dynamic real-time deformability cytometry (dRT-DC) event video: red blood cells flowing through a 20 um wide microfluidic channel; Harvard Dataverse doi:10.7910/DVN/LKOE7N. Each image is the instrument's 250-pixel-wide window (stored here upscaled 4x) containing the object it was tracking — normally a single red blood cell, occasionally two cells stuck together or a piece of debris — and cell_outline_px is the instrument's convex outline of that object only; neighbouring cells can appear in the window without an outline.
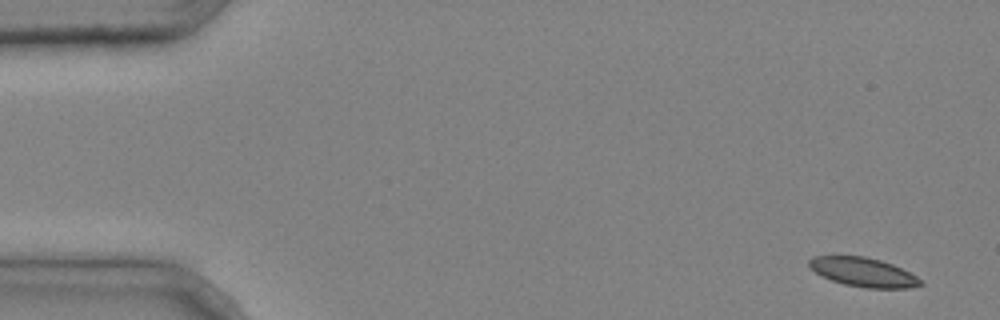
{"species": "common noctule bat (a hibernating species)", "species_latin": "Nyctalus noctula", "temperature_condition": "cold", "stored_images_in_passage": 4, "camera_frame_rate_fps": 3000, "um_per_image_px": 0.085, "animal": {"sex": "male", "body_mass_g": 20.4}, "frame": {"image": 1, "passage_image": 1, "time_ms": 0.0, "image_size_px": [1000, 320], "cell_outline_px": [[924, 284], [908, 288], [868, 288], [844, 284], [832, 280], [816, 272], [808, 264], [808, 260], [812, 256], [864, 256], [880, 260], [892, 264], [916, 276]], "centroid_in_image_um": [73.38, 23.13], "position_along_channel_um": 11.6, "area_um2": 18.55}}
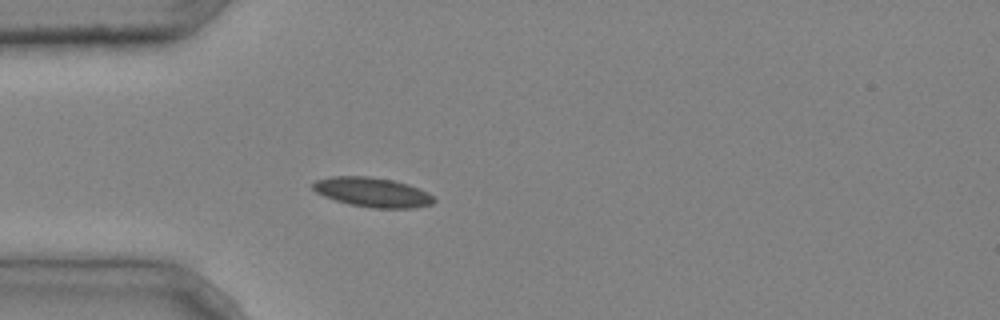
{"frame": {"image": 2, "passage_image": 4, "time_ms": 1.0, "image_size_px": [1000, 320], "cell_outline_px": [[436, 200], [432, 204], [412, 208], [372, 208], [348, 204], [324, 196], [316, 192], [312, 188], [312, 184], [316, 180], [332, 176], [368, 176], [392, 180], [408, 184], [432, 196]], "centroid_in_image_um": [31.62, 16.34], "position_along_channel_um": 53.4, "area_um2": 20.63}}